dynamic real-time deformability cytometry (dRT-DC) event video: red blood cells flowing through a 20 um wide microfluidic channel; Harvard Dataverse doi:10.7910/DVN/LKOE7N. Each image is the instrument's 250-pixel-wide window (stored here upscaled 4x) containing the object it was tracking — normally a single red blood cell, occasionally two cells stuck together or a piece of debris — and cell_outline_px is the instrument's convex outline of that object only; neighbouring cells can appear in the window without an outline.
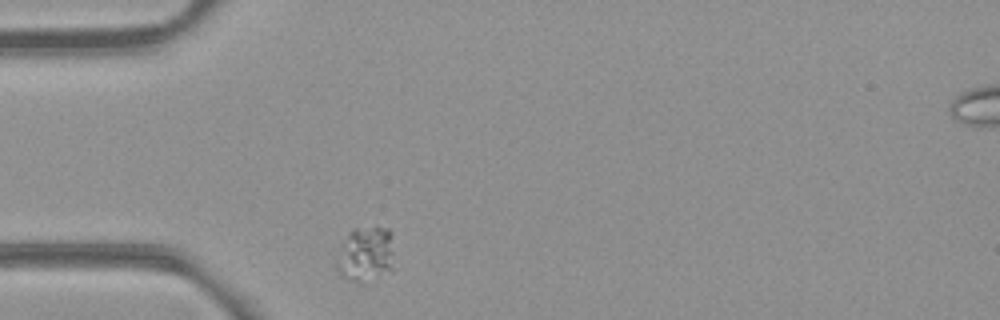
{"species": "common noctule bat (a hibernating species)", "species_latin": "Nyctalus noctula", "temperature_condition": "room temperature", "stored_images_in_passage": 32, "camera_frame_rate_fps": 3000, "um_per_image_px": 0.085, "animal": {"sex": "female", "body_mass_g": 21.9}, "frame": {"image": 1, "passage_image": 1, "time_ms": 0.0, "image_size_px": [1000, 320], "cell_outline_px": [[396, 268], [392, 272], [368, 284], [356, 284], [340, 276], [336, 268], [336, 260], [348, 232], [352, 228], [376, 224], [388, 228], [392, 232]], "centroid_in_image_um": [31.17, 21.64], "position_along_channel_um": 53.8, "area_um2": 20.23}}
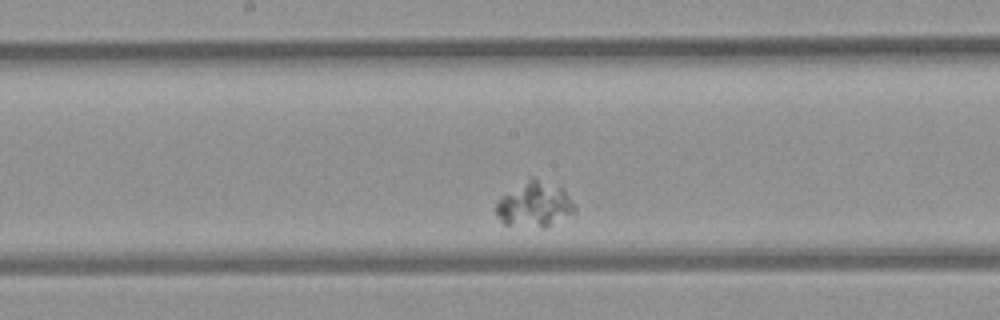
{"frame": {"image": 2, "passage_image": 15, "time_ms": 4.667, "image_size_px": [1000, 320], "cell_outline_px": [[576, 212], [544, 228], [540, 228], [504, 224], [500, 220], [496, 212], [496, 204], [500, 196], [528, 176], [532, 176], [564, 188], [576, 208]], "centroid_in_image_um": [45.42, 17.35], "position_along_channel_um": 202.8, "area_um2": 21.15}}
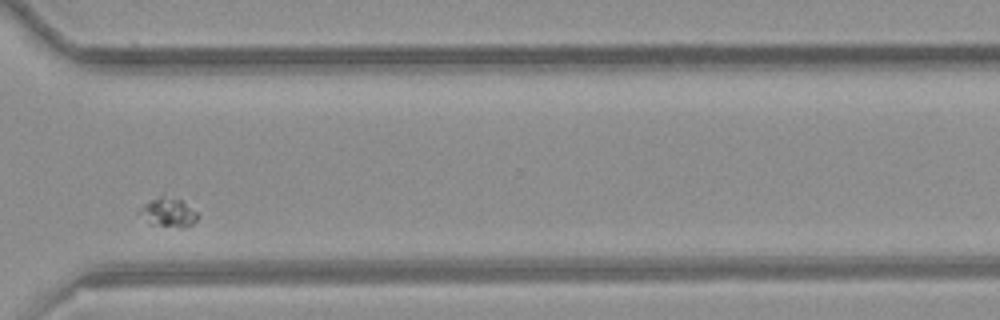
{"frame": {"image": 3, "passage_image": 28, "time_ms": 9.0, "image_size_px": [1000, 320], "cell_outline_px": [[196, 220], [188, 228], [180, 228], [148, 224], [136, 212], [144, 204], [164, 192], [180, 196], [196, 212]], "centroid_in_image_um": [14.28, 18.0], "position_along_channel_um": 356.3, "area_um2": 10.64}}